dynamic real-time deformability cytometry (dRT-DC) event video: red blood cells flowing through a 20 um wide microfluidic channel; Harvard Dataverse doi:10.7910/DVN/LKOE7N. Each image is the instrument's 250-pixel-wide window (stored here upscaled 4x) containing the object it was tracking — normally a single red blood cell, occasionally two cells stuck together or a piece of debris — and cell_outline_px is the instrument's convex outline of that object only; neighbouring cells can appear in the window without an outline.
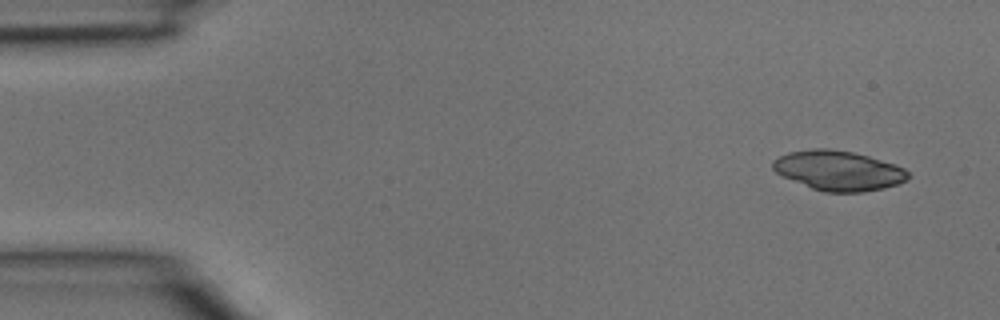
{"species": "common noctule bat (a hibernating species)", "species_latin": "Nyctalus noctula", "temperature_condition": "room temperature", "stored_images_in_passage": 4, "camera_frame_rate_fps": 3000, "um_per_image_px": 0.085, "animal": {"sex": "male", "body_mass_g": 15.6}, "frame": {"image": 1, "passage_image": 1, "time_ms": 0.0, "image_size_px": [1000, 320], "cell_outline_px": [[908, 180], [884, 188], [864, 192], [824, 192], [812, 188], [784, 176], [776, 172], [772, 168], [772, 160], [788, 152], [812, 148], [828, 148], [852, 152], [868, 156], [904, 168], [908, 172]], "centroid_in_image_um": [71.25, 14.49], "position_along_channel_um": 13.7, "area_um2": 31.1}}